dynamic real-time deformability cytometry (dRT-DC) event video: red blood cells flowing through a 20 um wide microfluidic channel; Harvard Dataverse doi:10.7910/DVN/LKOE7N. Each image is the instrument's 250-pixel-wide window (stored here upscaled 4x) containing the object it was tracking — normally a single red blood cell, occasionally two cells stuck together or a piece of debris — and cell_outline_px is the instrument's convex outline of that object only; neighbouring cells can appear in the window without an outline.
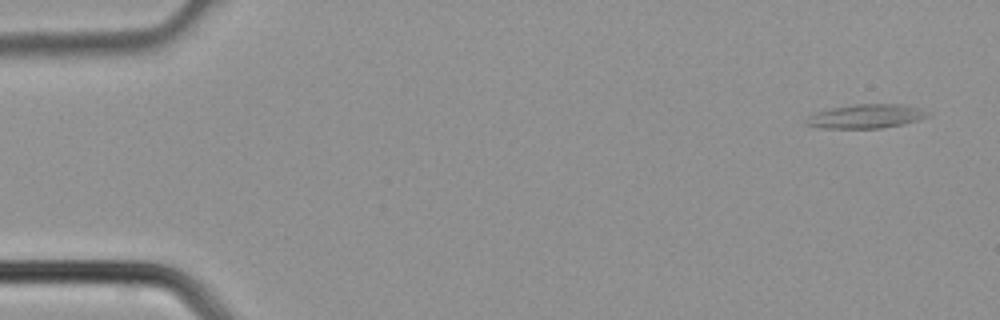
{"species": "common noctule bat (a hibernating species)", "species_latin": "Nyctalus noctula", "temperature_condition": "cold", "stored_images_in_passage": 2, "camera_frame_rate_fps": 3000, "um_per_image_px": 0.085, "animal": {"sex": "male", "body_mass_g": 21.5, "forearm_length_mm": 52.0}, "frame": {"image": 1, "passage_image": 1, "time_ms": 0.0, "image_size_px": [1000, 320], "cell_outline_px": [[928, 116], [904, 124], [880, 128], [820, 128], [804, 124], [804, 120], [808, 116], [816, 112], [832, 108], [856, 104], [904, 104], [920, 108]], "centroid_in_image_um": [73.54, 9.89], "position_along_channel_um": 11.5, "area_um2": 16.82}}